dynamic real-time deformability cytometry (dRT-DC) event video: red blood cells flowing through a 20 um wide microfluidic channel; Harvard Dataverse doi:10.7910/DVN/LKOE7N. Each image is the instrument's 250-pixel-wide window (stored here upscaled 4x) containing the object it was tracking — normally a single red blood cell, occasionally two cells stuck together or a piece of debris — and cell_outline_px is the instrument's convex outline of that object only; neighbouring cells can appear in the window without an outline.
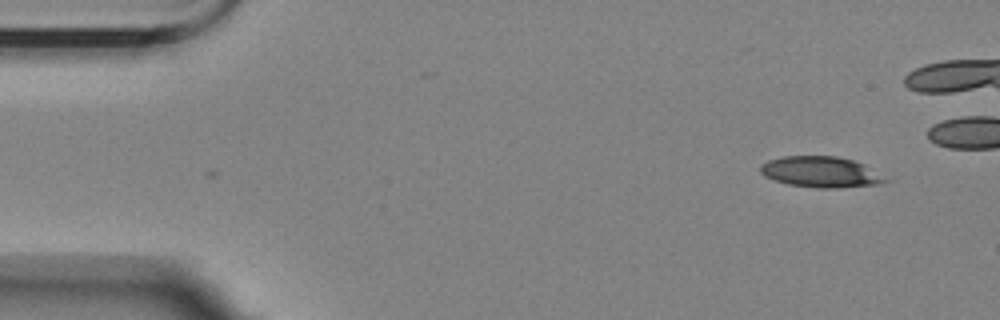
{"species": "Egyptian fruit bat (a non-hibernating species)", "species_latin": "Rousettus aegyptiacus", "temperature_condition": "room temperature", "stored_images_in_passage": 11, "camera_frame_rate_fps": 3000, "um_per_image_px": 0.085, "animal": {"sex": "female"}, "frame": {"image": 1, "passage_image": 1, "time_ms": 0.0, "image_size_px": [1000, 320], "cell_outline_px": [[892, 180], [880, 184], [836, 188], [816, 188], [788, 184], [764, 176], [760, 172], [760, 164], [768, 160], [784, 156], [836, 156], [852, 160], [864, 164]], "centroid_in_image_um": [69.79, 14.62], "position_along_channel_um": 15.2, "area_um2": 22.6}}
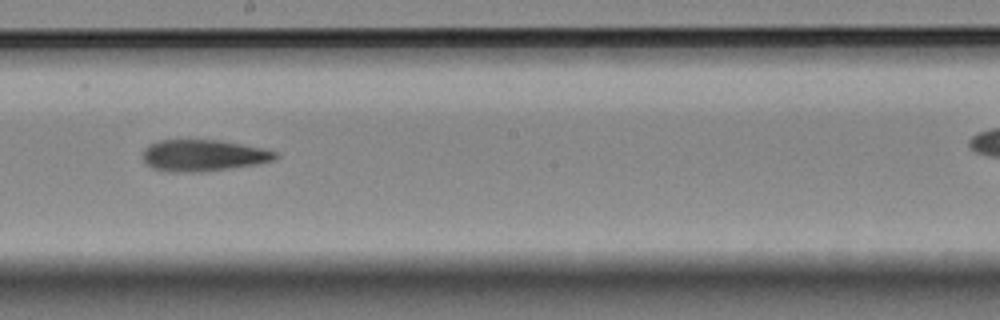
{"frame": {"image": 2, "passage_image": 8, "time_ms": 9.0, "image_size_px": [1000, 320], "cell_outline_px": [[276, 156], [272, 160], [256, 164], [200, 172], [168, 172], [152, 168], [144, 164], [144, 148], [160, 140], [220, 140], [260, 148], [276, 152]], "centroid_in_image_um": [17.21, 13.22], "position_along_channel_um": 231.0, "area_um2": 23.99}}
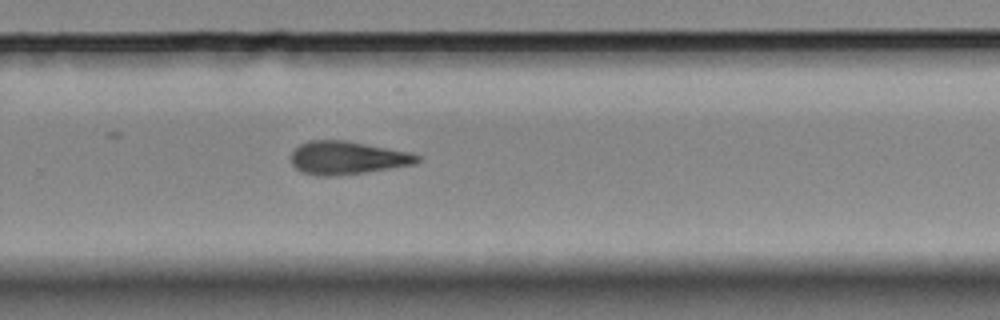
{"frame": {"image": 3, "passage_image": 10, "time_ms": 11.0, "image_size_px": [1000, 320], "cell_outline_px": [[420, 160], [416, 164], [364, 172], [332, 176], [316, 176], [304, 172], [296, 168], [292, 164], [292, 152], [300, 144], [308, 140], [348, 140], [412, 152], [420, 156]], "centroid_in_image_um": [29.55, 13.4], "position_along_channel_um": 300.2, "area_um2": 24.45}}